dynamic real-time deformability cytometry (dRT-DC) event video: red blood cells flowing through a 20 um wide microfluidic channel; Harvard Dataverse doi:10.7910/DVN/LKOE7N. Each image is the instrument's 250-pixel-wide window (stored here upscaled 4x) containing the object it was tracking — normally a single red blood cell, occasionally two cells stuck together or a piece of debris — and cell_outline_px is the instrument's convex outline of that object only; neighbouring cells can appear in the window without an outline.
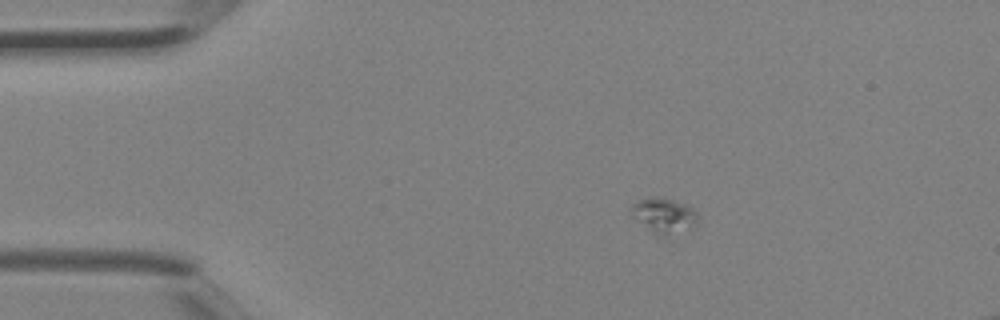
{"species": "Egyptian fruit bat (a non-hibernating species)", "species_latin": "Rousettus aegyptiacus", "temperature_condition": "room temperature", "stored_images_in_passage": 4, "camera_frame_rate_fps": 3000, "um_per_image_px": 0.085, "animal": {"sex": "female"}, "frame": {"image": 1, "passage_image": 3, "time_ms": 0.667, "image_size_px": [1000, 320], "cell_outline_px": [[700, 216], [696, 224], [668, 240], [656, 236], [632, 216], [632, 204], [640, 200], [656, 196], [664, 196], [688, 204], [696, 208]], "centroid_in_image_um": [56.52, 18.35], "position_along_channel_um": 28.5, "area_um2": 14.51}}